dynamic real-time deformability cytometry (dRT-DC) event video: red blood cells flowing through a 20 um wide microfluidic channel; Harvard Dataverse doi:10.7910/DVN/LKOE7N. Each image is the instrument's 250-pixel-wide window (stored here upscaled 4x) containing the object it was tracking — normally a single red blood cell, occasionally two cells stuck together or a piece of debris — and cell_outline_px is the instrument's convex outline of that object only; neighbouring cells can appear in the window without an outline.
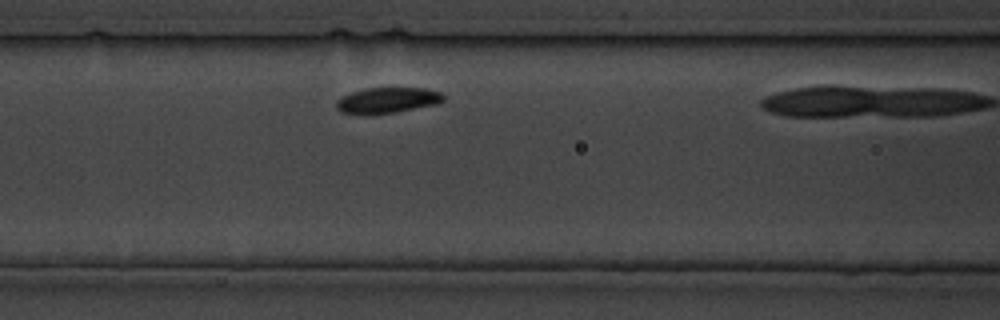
{"species": "common noctule bat (a hibernating species)", "species_latin": "Nyctalus noctula", "temperature_condition": "cold", "stored_images_in_passage": 4, "camera_frame_rate_fps": 3000, "um_per_image_px": 0.085, "animal": {"sex": "male", "body_mass_g": 19.5, "forearm_length_mm": 54.6}, "frame": {"image": 1, "passage_image": 3, "time_ms": 2.333, "image_size_px": [1000, 320], "cell_outline_px": [[444, 100], [440, 104], [396, 112], [372, 116], [368, 116], [340, 112], [336, 108], [336, 100], [340, 96], [352, 92], [368, 88], [424, 88], [440, 92], [444, 96]], "centroid_in_image_um": [32.9, 8.55], "position_along_channel_um": 133.7, "area_um2": 16.53}}